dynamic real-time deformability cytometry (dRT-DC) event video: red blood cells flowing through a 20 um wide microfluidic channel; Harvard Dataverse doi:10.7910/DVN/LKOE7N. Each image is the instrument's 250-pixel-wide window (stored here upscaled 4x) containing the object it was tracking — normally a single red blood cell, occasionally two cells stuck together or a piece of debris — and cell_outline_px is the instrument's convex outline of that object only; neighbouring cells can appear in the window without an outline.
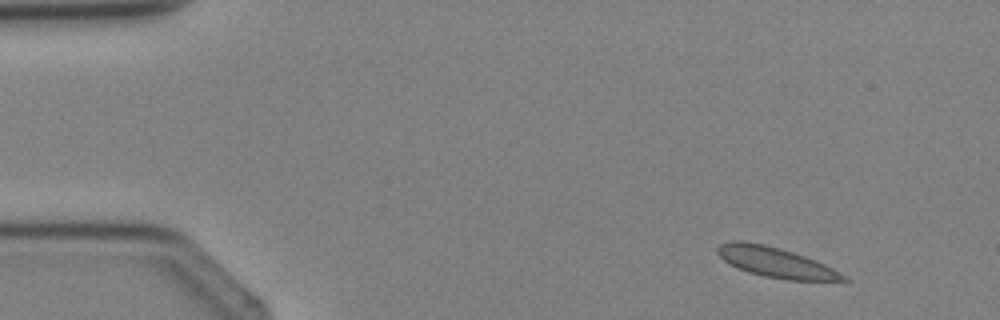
{"species": "Egyptian fruit bat (a non-hibernating species)", "species_latin": "Rousettus aegyptiacus", "temperature_condition": "cold", "stored_images_in_passage": 3, "camera_frame_rate_fps": 3000, "um_per_image_px": 0.085, "animal": {"sex": "female"}, "frame": {"image": 1, "passage_image": 1, "time_ms": 0.0, "image_size_px": [1000, 320], "cell_outline_px": [[852, 280], [788, 280], [764, 276], [748, 272], [724, 260], [716, 252], [716, 248], [720, 244], [732, 240], [744, 240], [764, 244], [780, 248], [816, 260], [832, 268]], "centroid_in_image_um": [65.9, 22.28], "position_along_channel_um": 19.1, "area_um2": 21.79}}